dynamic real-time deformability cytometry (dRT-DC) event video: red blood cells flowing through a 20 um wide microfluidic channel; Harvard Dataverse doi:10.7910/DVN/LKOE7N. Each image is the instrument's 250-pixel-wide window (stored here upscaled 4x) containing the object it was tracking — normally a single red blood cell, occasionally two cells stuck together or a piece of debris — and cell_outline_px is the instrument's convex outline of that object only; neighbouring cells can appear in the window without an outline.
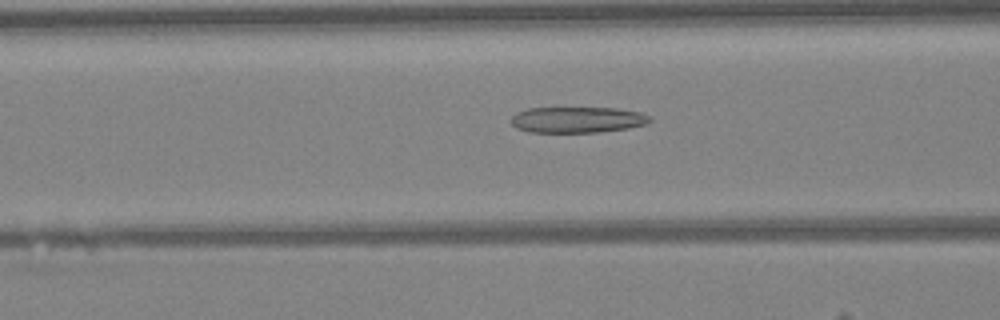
{"species": "Egyptian fruit bat (a non-hibernating species)", "species_latin": "Rousettus aegyptiacus", "temperature_condition": "warm", "stored_images_in_passage": 48, "camera_frame_rate_fps": 3000, "um_per_image_px": 0.085, "animal": {"sex": "female"}, "frame": {"image": 1, "passage_image": 19, "time_ms": 6.0, "image_size_px": [1000, 320], "cell_outline_px": [[652, 120], [644, 124], [628, 128], [596, 132], [528, 132], [516, 128], [508, 120], [516, 112], [528, 108], [616, 108], [640, 112], [652, 116]], "centroid_in_image_um": [49.04, 10.17], "position_along_channel_um": 117.6, "area_um2": 21.1}}
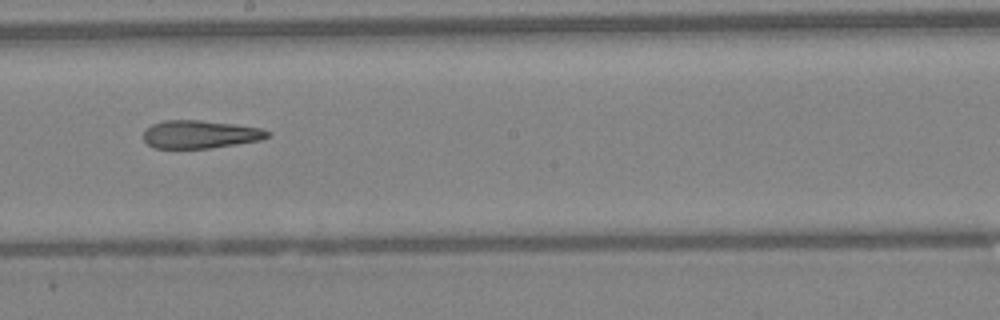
{"frame": {"image": 2, "passage_image": 27, "time_ms": 8.667, "image_size_px": [1000, 320], "cell_outline_px": [[272, 136], [260, 140], [236, 144], [208, 148], [152, 148], [144, 140], [144, 132], [152, 124], [164, 120], [200, 120], [264, 128], [272, 132]], "centroid_in_image_um": [17.06, 11.42], "position_along_channel_um": 231.1, "area_um2": 20.29}}
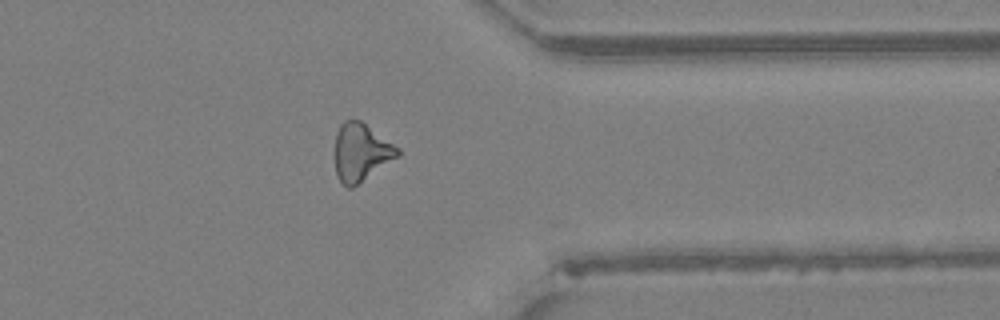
{"frame": {"image": 3, "passage_image": 38, "time_ms": 12.333, "image_size_px": [1000, 320], "cell_outline_px": [[400, 156], [352, 188], [348, 188], [340, 180], [336, 172], [336, 132], [340, 124], [344, 120], [360, 120], [400, 148]], "centroid_in_image_um": [30.72, 12.94], "position_along_channel_um": 380.7, "area_um2": 20.98}, "authors_computed_cell_mechanics": {"area_um2": 21.5305, "velocity_mm_per_s": 4.2815, "shape_relaxation_time_tau1_ms": null, "shape_relaxation_time_tau2_ms": 4.2658, "deformation_change_tau1": null, "deformation_change_tau2": 0.1649}}